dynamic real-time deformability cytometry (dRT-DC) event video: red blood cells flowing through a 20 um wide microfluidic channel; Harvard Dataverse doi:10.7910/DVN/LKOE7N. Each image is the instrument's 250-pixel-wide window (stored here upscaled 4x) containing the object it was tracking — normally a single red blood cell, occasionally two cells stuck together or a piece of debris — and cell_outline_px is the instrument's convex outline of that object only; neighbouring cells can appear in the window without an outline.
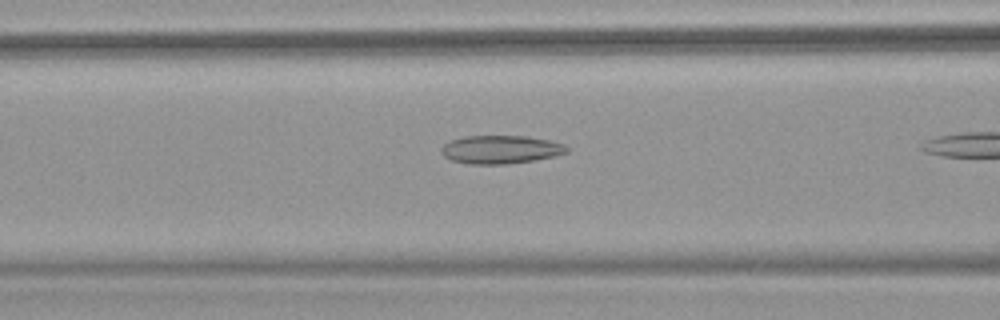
{"species": "common noctule bat (a hibernating species)", "species_latin": "Nyctalus noctula", "temperature_condition": "warm", "stored_images_in_passage": 7, "camera_frame_rate_fps": 3000, "um_per_image_px": 0.085, "animal": {"sex": "female", "body_mass_g": 18.4}, "frame": {"image": 1, "passage_image": 6, "time_ms": 1.667, "image_size_px": [1000, 320], "cell_outline_px": [[568, 152], [556, 156], [532, 160], [504, 164], [468, 164], [452, 160], [444, 156], [440, 152], [440, 148], [444, 144], [452, 140], [464, 136], [528, 136], [548, 140], [564, 144], [568, 148]], "centroid_in_image_um": [42.54, 12.7], "position_along_channel_um": 124.1, "area_um2": 20.63}}